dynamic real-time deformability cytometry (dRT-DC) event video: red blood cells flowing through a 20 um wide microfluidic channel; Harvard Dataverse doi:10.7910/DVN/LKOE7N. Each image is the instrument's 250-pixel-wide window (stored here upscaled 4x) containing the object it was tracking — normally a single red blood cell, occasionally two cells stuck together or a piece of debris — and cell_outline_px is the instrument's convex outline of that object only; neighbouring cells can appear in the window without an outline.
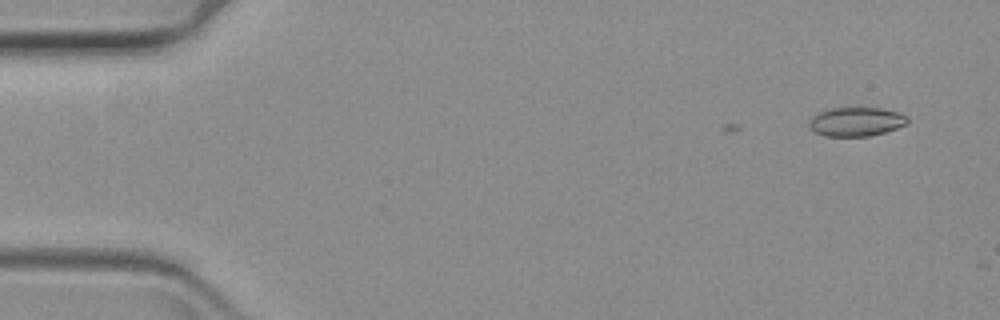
{"species": "common noctule bat (a hibernating species)", "species_latin": "Nyctalus noctula", "temperature_condition": "warm", "stored_images_in_passage": 3, "camera_frame_rate_fps": 3000, "um_per_image_px": 0.085, "animal": {"sex": "female", "body_mass_g": 19.3, "forearm_length_mm": 54.1}, "frame": {"image": 1, "passage_image": 1, "time_ms": 0.0, "image_size_px": [1000, 320], "cell_outline_px": [[908, 124], [884, 132], [868, 136], [824, 136], [816, 132], [808, 124], [808, 120], [816, 112], [824, 108], [884, 108], [900, 112], [908, 116]], "centroid_in_image_um": [72.77, 10.32], "position_along_channel_um": 12.2, "area_um2": 16.88}}